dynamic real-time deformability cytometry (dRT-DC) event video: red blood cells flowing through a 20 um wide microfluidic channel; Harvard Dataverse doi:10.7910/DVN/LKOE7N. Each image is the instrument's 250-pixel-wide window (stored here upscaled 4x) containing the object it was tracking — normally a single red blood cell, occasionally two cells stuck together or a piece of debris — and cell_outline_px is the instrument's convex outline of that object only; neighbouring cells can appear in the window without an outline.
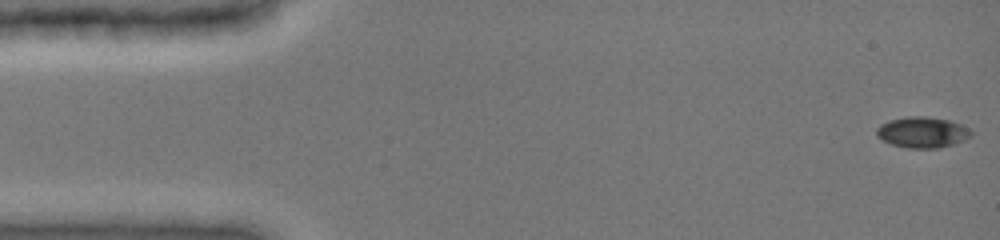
{"species": "common noctule bat (a hibernating species)", "species_latin": "Nyctalus noctula", "temperature_condition": "cold", "stored_images_in_passage": 6, "camera_frame_rate_fps": 3000, "um_per_image_px": 0.085, "animal": {"sex": "female", "body_mass_g": 19.0, "forearm_length_mm": 51.5}, "frame": {"image": 1, "passage_image": 1, "time_ms": 0.0, "image_size_px": [1000, 240], "cell_outline_px": [[972, 136], [964, 140], [940, 148], [908, 148], [892, 144], [876, 136], [876, 128], [880, 124], [888, 120], [908, 116], [924, 116], [952, 120], [968, 128], [972, 132]], "centroid_in_image_um": [78.4, 11.23], "position_along_channel_um": 6.6, "area_um2": 17.11}}
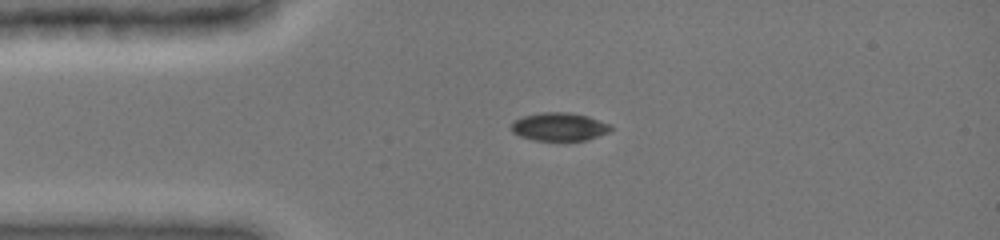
{"frame": {"image": 2, "passage_image": 5, "time_ms": 3.333, "image_size_px": [1000, 240], "cell_outline_px": [[612, 128], [608, 132], [584, 140], [532, 140], [520, 136], [512, 132], [512, 124], [520, 116], [540, 112], [568, 112], [588, 116], [612, 124]], "centroid_in_image_um": [47.53, 10.76], "position_along_channel_um": 37.5, "area_um2": 16.3}}